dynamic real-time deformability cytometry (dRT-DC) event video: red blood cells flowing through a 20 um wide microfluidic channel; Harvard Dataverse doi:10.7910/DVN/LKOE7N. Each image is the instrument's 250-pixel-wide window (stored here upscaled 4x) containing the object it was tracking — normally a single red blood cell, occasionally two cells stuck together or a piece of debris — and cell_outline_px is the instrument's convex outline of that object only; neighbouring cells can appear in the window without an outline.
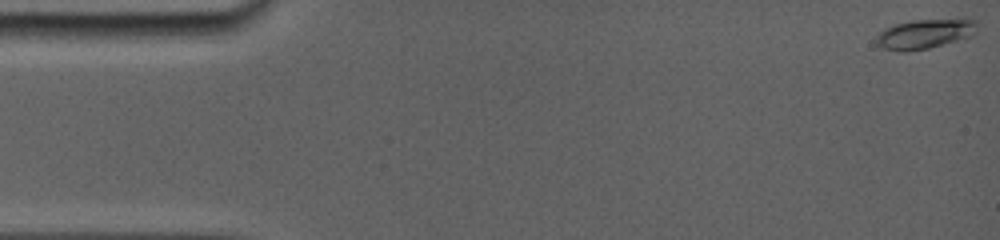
{"species": "common noctule bat (a hibernating species)", "species_latin": "Nyctalus noctula", "temperature_condition": "room temperature", "stored_images_in_passage": 6, "camera_frame_rate_fps": 5000, "um_per_image_px": 0.085, "animal": {"sex": "female", "body_mass_g": 19.0, "forearm_length_mm": 56.7}, "frame": {"image": 1, "passage_image": 1, "time_ms": 0.0, "image_size_px": [1000, 240], "cell_outline_px": [[976, 32], [972, 36], [928, 48], [904, 52], [896, 52], [884, 48], [876, 44], [876, 36], [884, 28], [896, 24], [912, 20], [964, 16], [976, 20]], "centroid_in_image_um": [78.66, 2.83], "position_along_channel_um": 6.3, "area_um2": 18.03}}
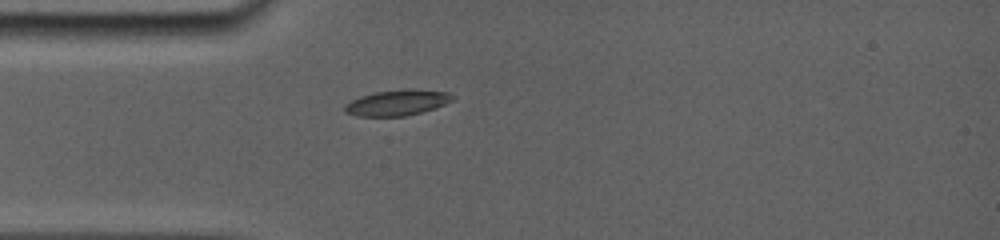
{"frame": {"image": 2, "passage_image": 6, "time_ms": 4.4, "image_size_px": [1000, 240], "cell_outline_px": [[456, 96], [452, 100], [436, 108], [404, 116], [356, 116], [344, 112], [344, 104], [360, 96], [376, 92], [404, 88], [408, 88], [448, 92]], "centroid_in_image_um": [33.76, 8.71], "position_along_channel_um": 51.2, "area_um2": 16.24}}